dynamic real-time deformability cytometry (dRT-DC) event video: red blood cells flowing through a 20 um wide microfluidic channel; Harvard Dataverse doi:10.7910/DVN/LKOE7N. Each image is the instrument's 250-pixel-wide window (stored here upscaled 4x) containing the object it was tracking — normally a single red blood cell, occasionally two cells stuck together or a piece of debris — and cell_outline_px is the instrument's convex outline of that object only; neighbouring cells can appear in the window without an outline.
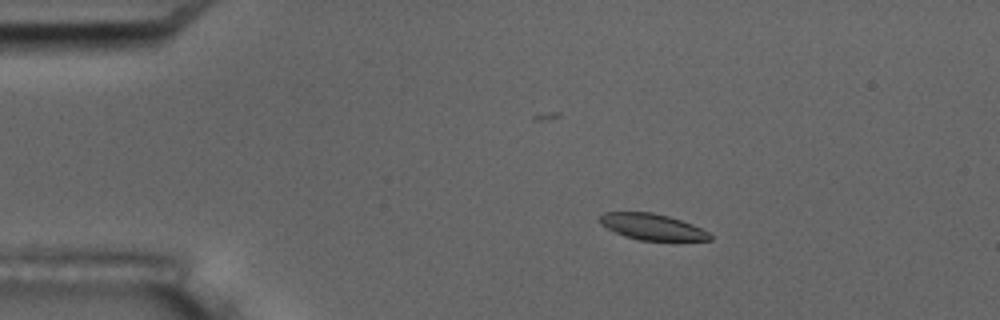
{"species": "common noctule bat (a hibernating species)", "species_latin": "Nyctalus noctula", "temperature_condition": "room temperature", "stored_images_in_passage": 4, "camera_frame_rate_fps": 3000, "um_per_image_px": 0.085, "animal": {"sex": "male", "body_mass_g": 17.5, "forearm_length_mm": 52.3}, "frame": {"image": 1, "passage_image": 3, "time_ms": 0.667, "image_size_px": [1000, 320], "cell_outline_px": [[712, 240], [636, 240], [624, 236], [600, 224], [596, 220], [604, 212], [652, 212], [668, 216], [692, 224], [708, 232], [712, 236]], "centroid_in_image_um": [55.39, 19.27], "position_along_channel_um": 29.6, "area_um2": 16.7}}